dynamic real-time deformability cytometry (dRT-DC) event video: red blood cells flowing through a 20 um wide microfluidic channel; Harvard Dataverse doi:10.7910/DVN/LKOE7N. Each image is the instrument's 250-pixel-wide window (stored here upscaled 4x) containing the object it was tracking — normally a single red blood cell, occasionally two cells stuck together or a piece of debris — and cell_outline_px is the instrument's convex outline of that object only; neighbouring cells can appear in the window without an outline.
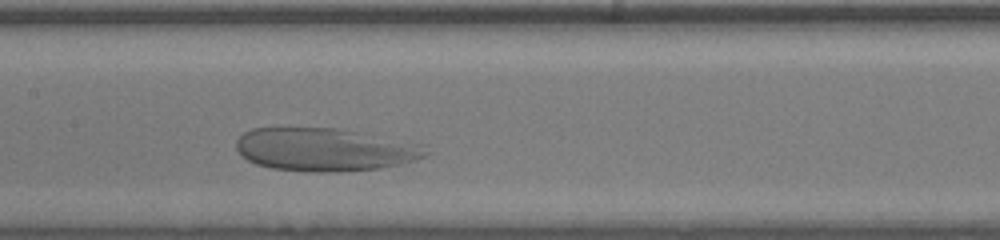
{"species": "human", "species_latin": "Homo sapiens", "temperature_condition": "room temperature", "stored_images_in_passage": 29, "camera_frame_rate_fps": 3000, "um_per_image_px": 0.085, "donor": {"sex": "male"}, "frame": {"image": 1, "passage_image": 11, "time_ms": 3.333, "image_size_px": [1000, 240], "cell_outline_px": [[432, 152], [424, 156], [400, 164], [380, 168], [340, 172], [312, 172], [272, 168], [256, 164], [240, 156], [236, 148], [236, 140], [244, 132], [252, 128], [336, 128], [424, 144]], "centroid_in_image_um": [27.6, 12.72], "position_along_channel_um": 179.8, "area_um2": 47.69}}
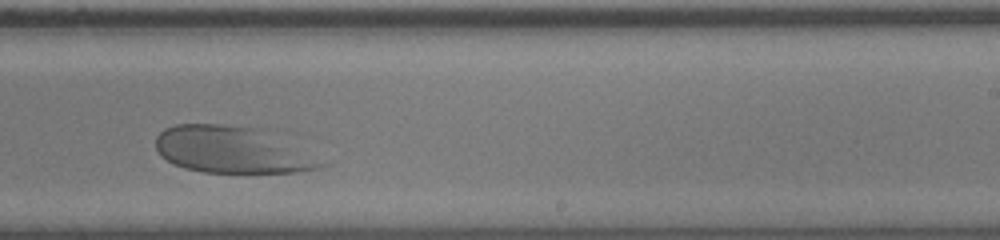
{"frame": {"image": 2, "passage_image": 18, "time_ms": 5.667, "image_size_px": [1000, 240], "cell_outline_px": [[324, 164], [316, 168], [296, 172], [204, 172], [184, 168], [160, 156], [156, 148], [156, 136], [164, 128], [176, 124], [220, 124], [252, 128]], "centroid_in_image_um": [19.45, 12.75], "position_along_channel_um": 269.6, "area_um2": 42.48}}
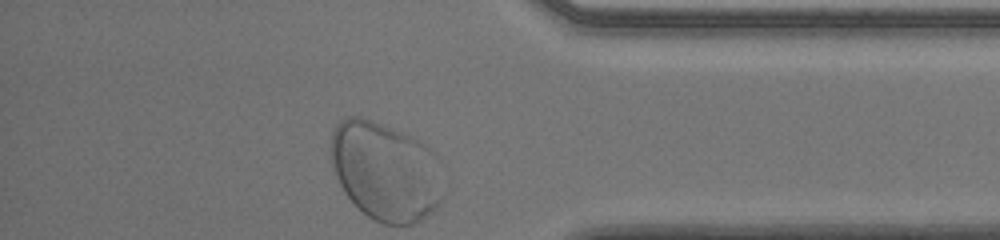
{"frame": {"image": 3, "passage_image": 29, "time_ms": 9.333, "image_size_px": [1000, 240], "cell_outline_px": [[440, 200], [420, 220], [412, 224], [384, 224], [368, 216], [344, 192], [332, 168], [332, 132], [336, 124], [344, 116], [360, 116], [372, 120], [392, 128], [424, 144], [432, 152]], "centroid_in_image_um": [32.64, 14.52], "position_along_channel_um": 402.6, "area_um2": 62.54}}